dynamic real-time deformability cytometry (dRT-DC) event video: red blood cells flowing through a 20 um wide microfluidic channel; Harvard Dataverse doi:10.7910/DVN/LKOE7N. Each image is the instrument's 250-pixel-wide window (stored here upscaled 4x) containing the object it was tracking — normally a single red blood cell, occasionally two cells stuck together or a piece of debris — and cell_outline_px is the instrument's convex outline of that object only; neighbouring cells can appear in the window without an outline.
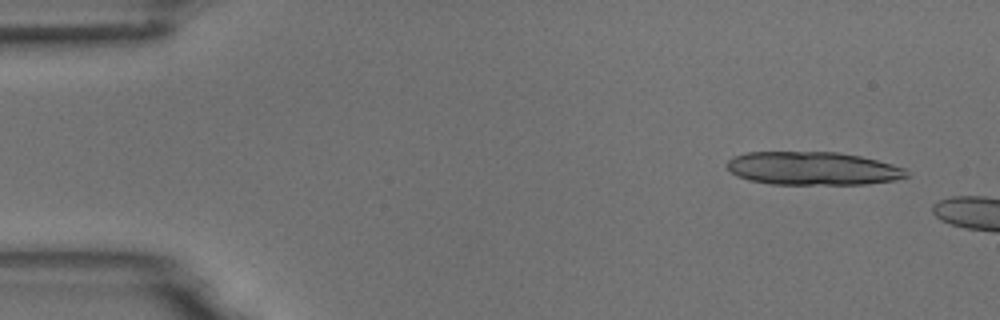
{"species": "common noctule bat (a hibernating species)", "species_latin": "Nyctalus noctula", "temperature_condition": "room temperature", "stored_images_in_passage": 3, "camera_frame_rate_fps": 3000, "um_per_image_px": 0.085, "animal": {"sex": "male", "body_mass_g": 18.8}, "frame": {"image": 1, "passage_image": 1, "time_ms": 0.0, "image_size_px": [1000, 320], "cell_outline_px": [[908, 176], [892, 180], [864, 184], [772, 184], [748, 180], [736, 176], [724, 164], [732, 156], [748, 152], [840, 152], [860, 156], [892, 164], [904, 168], [908, 172]], "centroid_in_image_um": [69.03, 14.31], "position_along_channel_um": 16.0, "area_um2": 34.8}}